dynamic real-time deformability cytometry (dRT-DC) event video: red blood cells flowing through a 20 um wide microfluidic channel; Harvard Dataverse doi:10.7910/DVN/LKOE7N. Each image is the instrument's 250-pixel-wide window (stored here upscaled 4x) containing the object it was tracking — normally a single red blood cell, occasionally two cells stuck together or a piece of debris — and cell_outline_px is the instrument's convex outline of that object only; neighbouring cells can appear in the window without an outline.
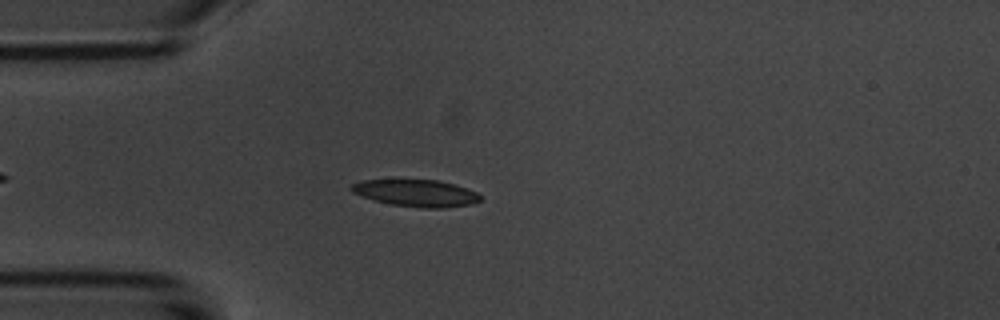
{"species": "common noctule bat (a hibernating species)", "species_latin": "Nyctalus noctula", "temperature_condition": "room temperature", "stored_images_in_passage": 3, "camera_frame_rate_fps": 3000, "um_per_image_px": 0.085, "animal": {"sex": "male", "body_mass_g": 20.1, "forearm_length_mm": 53.5}, "frame": {"image": 1, "passage_image": 3, "time_ms": 3.333, "image_size_px": [1000, 320], "cell_outline_px": [[480, 200], [472, 204], [444, 208], [420, 208], [392, 204], [376, 200], [352, 192], [348, 188], [352, 184], [360, 180], [436, 180], [468, 188], [476, 192], [480, 196]], "centroid_in_image_um": [35.38, 16.41], "position_along_channel_um": 49.6, "area_um2": 20.06}}